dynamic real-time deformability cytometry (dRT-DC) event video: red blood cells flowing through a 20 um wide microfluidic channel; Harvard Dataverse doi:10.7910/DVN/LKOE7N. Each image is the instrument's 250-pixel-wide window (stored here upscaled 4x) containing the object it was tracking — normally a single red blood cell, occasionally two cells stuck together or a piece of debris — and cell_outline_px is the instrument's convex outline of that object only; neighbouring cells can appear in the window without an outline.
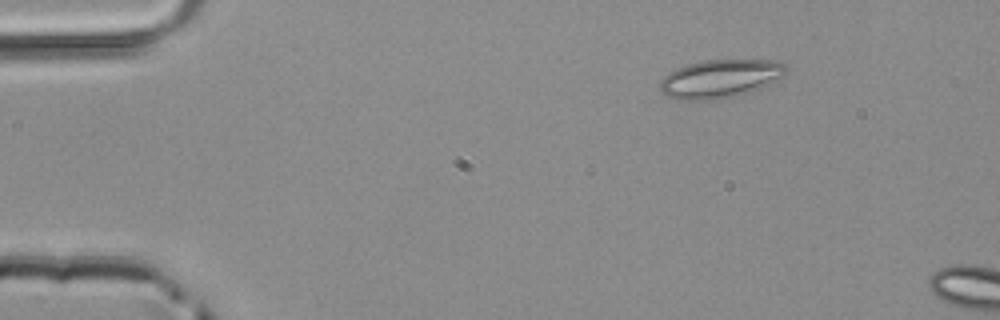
{"species": "common noctule bat (a hibernating species)", "species_latin": "Nyctalus noctula", "temperature_condition": "room temperature", "stored_images_in_passage": 4, "camera_frame_rate_fps": 3000, "um_per_image_px": 0.085, "animal": {"sex": "male", "body_mass_g": 20.4}, "frame": {"image": 1, "passage_image": 1, "time_ms": 0.0, "image_size_px": [1000, 320], "cell_outline_px": [[788, 72], [784, 76], [752, 92], [708, 100], [680, 100], [668, 96], [660, 92], [660, 80], [668, 72], [676, 68], [688, 64], [704, 60], [780, 60], [788, 64]], "centroid_in_image_um": [61.25, 6.67], "position_along_channel_um": 23.8, "area_um2": 28.38}}